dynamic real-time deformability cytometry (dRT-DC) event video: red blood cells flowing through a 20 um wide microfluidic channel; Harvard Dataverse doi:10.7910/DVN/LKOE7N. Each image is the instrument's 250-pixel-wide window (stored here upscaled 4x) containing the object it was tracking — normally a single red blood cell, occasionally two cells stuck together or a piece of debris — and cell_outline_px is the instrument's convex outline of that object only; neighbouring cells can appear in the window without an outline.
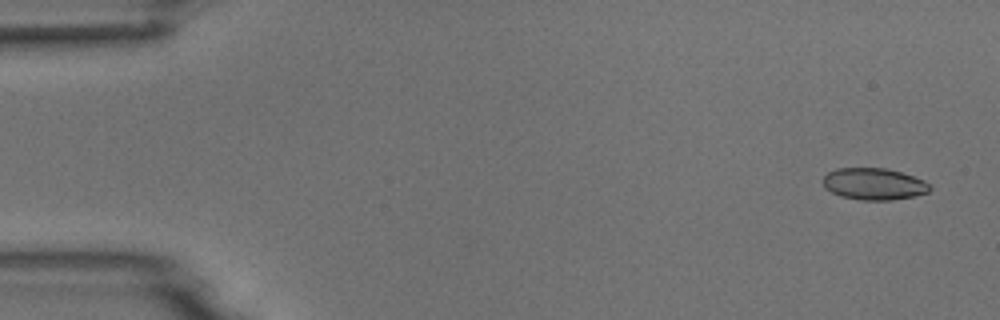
{"species": "common noctule bat (a hibernating species)", "species_latin": "Nyctalus noctula", "temperature_condition": "room temperature", "stored_images_in_passage": 4, "camera_frame_rate_fps": 3000, "um_per_image_px": 0.085, "animal": {"sex": "male", "body_mass_g": 18.8}, "frame": {"image": 1, "passage_image": 1, "time_ms": 0.0, "image_size_px": [1000, 320], "cell_outline_px": [[932, 188], [928, 192], [912, 196], [892, 200], [860, 200], [840, 196], [824, 188], [824, 176], [828, 172], [836, 168], [884, 168], [900, 172], [924, 180], [932, 184]], "centroid_in_image_um": [74.29, 15.64], "position_along_channel_um": 10.7, "area_um2": 19.77}}
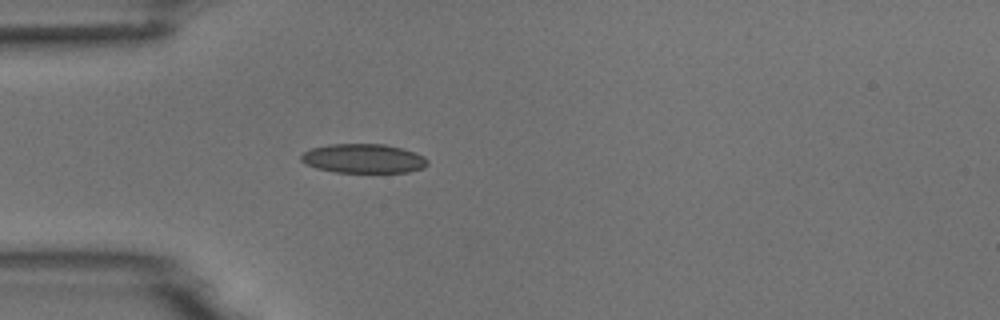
{"frame": {"image": 2, "passage_image": 4, "time_ms": 4.333, "image_size_px": [1000, 320], "cell_outline_px": [[428, 164], [424, 168], [408, 172], [336, 172], [316, 168], [300, 160], [300, 156], [304, 152], [312, 148], [328, 144], [384, 144], [400, 148], [424, 156], [428, 160]], "centroid_in_image_um": [30.89, 13.47], "position_along_channel_um": 54.1, "area_um2": 21.39}}